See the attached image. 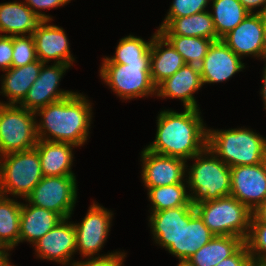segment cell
I'll return each instance as SVG.
<instances>
[{"mask_svg":"<svg viewBox=\"0 0 266 266\" xmlns=\"http://www.w3.org/2000/svg\"><path fill=\"white\" fill-rule=\"evenodd\" d=\"M265 62L264 66L263 67V71H262V86H261V89H260V95L262 97V100H263V108L266 110V59L263 60Z\"/></svg>","mask_w":266,"mask_h":266,"instance_id":"cell-42","label":"cell"},{"mask_svg":"<svg viewBox=\"0 0 266 266\" xmlns=\"http://www.w3.org/2000/svg\"><path fill=\"white\" fill-rule=\"evenodd\" d=\"M264 20V47H265V59H266V10L262 13Z\"/></svg>","mask_w":266,"mask_h":266,"instance_id":"cell-45","label":"cell"},{"mask_svg":"<svg viewBox=\"0 0 266 266\" xmlns=\"http://www.w3.org/2000/svg\"><path fill=\"white\" fill-rule=\"evenodd\" d=\"M207 147L229 167L266 161V137L244 126L207 129Z\"/></svg>","mask_w":266,"mask_h":266,"instance_id":"cell-3","label":"cell"},{"mask_svg":"<svg viewBox=\"0 0 266 266\" xmlns=\"http://www.w3.org/2000/svg\"><path fill=\"white\" fill-rule=\"evenodd\" d=\"M40 60H36L28 65L21 67H11L5 74L0 76L1 88L0 95L6 97V101L1 104L19 105L26 97L28 90L36 81L42 68Z\"/></svg>","mask_w":266,"mask_h":266,"instance_id":"cell-21","label":"cell"},{"mask_svg":"<svg viewBox=\"0 0 266 266\" xmlns=\"http://www.w3.org/2000/svg\"><path fill=\"white\" fill-rule=\"evenodd\" d=\"M13 36L0 35V71L4 73L12 67Z\"/></svg>","mask_w":266,"mask_h":266,"instance_id":"cell-39","label":"cell"},{"mask_svg":"<svg viewBox=\"0 0 266 266\" xmlns=\"http://www.w3.org/2000/svg\"><path fill=\"white\" fill-rule=\"evenodd\" d=\"M149 213L148 225L155 245L167 250L172 243H176L184 218H192L196 211L194 206H180Z\"/></svg>","mask_w":266,"mask_h":266,"instance_id":"cell-19","label":"cell"},{"mask_svg":"<svg viewBox=\"0 0 266 266\" xmlns=\"http://www.w3.org/2000/svg\"><path fill=\"white\" fill-rule=\"evenodd\" d=\"M191 159L193 164H186V181L193 205L230 196L231 169L227 164L208 147Z\"/></svg>","mask_w":266,"mask_h":266,"instance_id":"cell-4","label":"cell"},{"mask_svg":"<svg viewBox=\"0 0 266 266\" xmlns=\"http://www.w3.org/2000/svg\"><path fill=\"white\" fill-rule=\"evenodd\" d=\"M254 262L250 255L249 248L244 243L233 255L223 259L216 266H253Z\"/></svg>","mask_w":266,"mask_h":266,"instance_id":"cell-38","label":"cell"},{"mask_svg":"<svg viewBox=\"0 0 266 266\" xmlns=\"http://www.w3.org/2000/svg\"><path fill=\"white\" fill-rule=\"evenodd\" d=\"M69 220L71 218L62 219L32 245L37 259L53 261L62 266H70L75 261L76 231Z\"/></svg>","mask_w":266,"mask_h":266,"instance_id":"cell-12","label":"cell"},{"mask_svg":"<svg viewBox=\"0 0 266 266\" xmlns=\"http://www.w3.org/2000/svg\"><path fill=\"white\" fill-rule=\"evenodd\" d=\"M51 64L44 63L42 65L38 78L28 90L24 100L19 104L21 107L36 112L48 104L63 100L75 93L71 90L59 88L61 79L71 66L67 64Z\"/></svg>","mask_w":266,"mask_h":266,"instance_id":"cell-11","label":"cell"},{"mask_svg":"<svg viewBox=\"0 0 266 266\" xmlns=\"http://www.w3.org/2000/svg\"><path fill=\"white\" fill-rule=\"evenodd\" d=\"M151 203L150 212H158L180 206H194L190 202L187 183L147 188Z\"/></svg>","mask_w":266,"mask_h":266,"instance_id":"cell-31","label":"cell"},{"mask_svg":"<svg viewBox=\"0 0 266 266\" xmlns=\"http://www.w3.org/2000/svg\"><path fill=\"white\" fill-rule=\"evenodd\" d=\"M244 243L240 237L216 235L190 256L189 260L195 266H216L233 255Z\"/></svg>","mask_w":266,"mask_h":266,"instance_id":"cell-28","label":"cell"},{"mask_svg":"<svg viewBox=\"0 0 266 266\" xmlns=\"http://www.w3.org/2000/svg\"><path fill=\"white\" fill-rule=\"evenodd\" d=\"M211 0H173L165 18L191 16L208 10Z\"/></svg>","mask_w":266,"mask_h":266,"instance_id":"cell-35","label":"cell"},{"mask_svg":"<svg viewBox=\"0 0 266 266\" xmlns=\"http://www.w3.org/2000/svg\"><path fill=\"white\" fill-rule=\"evenodd\" d=\"M240 58L265 59L264 20L262 14H249L237 27L222 38Z\"/></svg>","mask_w":266,"mask_h":266,"instance_id":"cell-15","label":"cell"},{"mask_svg":"<svg viewBox=\"0 0 266 266\" xmlns=\"http://www.w3.org/2000/svg\"><path fill=\"white\" fill-rule=\"evenodd\" d=\"M249 14H262L266 10V0H239ZM261 7V8H260ZM259 9V10H256ZM256 11V12H255Z\"/></svg>","mask_w":266,"mask_h":266,"instance_id":"cell-40","label":"cell"},{"mask_svg":"<svg viewBox=\"0 0 266 266\" xmlns=\"http://www.w3.org/2000/svg\"><path fill=\"white\" fill-rule=\"evenodd\" d=\"M157 30L163 36H189L221 40L209 10L180 18H164Z\"/></svg>","mask_w":266,"mask_h":266,"instance_id":"cell-20","label":"cell"},{"mask_svg":"<svg viewBox=\"0 0 266 266\" xmlns=\"http://www.w3.org/2000/svg\"><path fill=\"white\" fill-rule=\"evenodd\" d=\"M0 194V250L19 246L22 202Z\"/></svg>","mask_w":266,"mask_h":266,"instance_id":"cell-27","label":"cell"},{"mask_svg":"<svg viewBox=\"0 0 266 266\" xmlns=\"http://www.w3.org/2000/svg\"><path fill=\"white\" fill-rule=\"evenodd\" d=\"M231 193L253 211L266 200V161L256 165L230 167Z\"/></svg>","mask_w":266,"mask_h":266,"instance_id":"cell-14","label":"cell"},{"mask_svg":"<svg viewBox=\"0 0 266 266\" xmlns=\"http://www.w3.org/2000/svg\"><path fill=\"white\" fill-rule=\"evenodd\" d=\"M176 266H195L189 259H179Z\"/></svg>","mask_w":266,"mask_h":266,"instance_id":"cell-44","label":"cell"},{"mask_svg":"<svg viewBox=\"0 0 266 266\" xmlns=\"http://www.w3.org/2000/svg\"><path fill=\"white\" fill-rule=\"evenodd\" d=\"M21 205L19 244H34L47 232L53 229L62 218L53 211L36 207L28 203Z\"/></svg>","mask_w":266,"mask_h":266,"instance_id":"cell-25","label":"cell"},{"mask_svg":"<svg viewBox=\"0 0 266 266\" xmlns=\"http://www.w3.org/2000/svg\"><path fill=\"white\" fill-rule=\"evenodd\" d=\"M154 32L147 41L142 37H137L132 34L119 39L116 46L114 56H105L102 58V63H133V62H150L151 44L153 41Z\"/></svg>","mask_w":266,"mask_h":266,"instance_id":"cell-30","label":"cell"},{"mask_svg":"<svg viewBox=\"0 0 266 266\" xmlns=\"http://www.w3.org/2000/svg\"><path fill=\"white\" fill-rule=\"evenodd\" d=\"M253 266H266V264H257V263H254Z\"/></svg>","mask_w":266,"mask_h":266,"instance_id":"cell-46","label":"cell"},{"mask_svg":"<svg viewBox=\"0 0 266 266\" xmlns=\"http://www.w3.org/2000/svg\"><path fill=\"white\" fill-rule=\"evenodd\" d=\"M211 17L216 33L220 39L237 27L249 12L239 0H211Z\"/></svg>","mask_w":266,"mask_h":266,"instance_id":"cell-29","label":"cell"},{"mask_svg":"<svg viewBox=\"0 0 266 266\" xmlns=\"http://www.w3.org/2000/svg\"><path fill=\"white\" fill-rule=\"evenodd\" d=\"M37 60L32 35L13 36L12 67H21Z\"/></svg>","mask_w":266,"mask_h":266,"instance_id":"cell-34","label":"cell"},{"mask_svg":"<svg viewBox=\"0 0 266 266\" xmlns=\"http://www.w3.org/2000/svg\"><path fill=\"white\" fill-rule=\"evenodd\" d=\"M185 62L172 44L159 32L153 35L150 51V74L157 87L171 77Z\"/></svg>","mask_w":266,"mask_h":266,"instance_id":"cell-22","label":"cell"},{"mask_svg":"<svg viewBox=\"0 0 266 266\" xmlns=\"http://www.w3.org/2000/svg\"><path fill=\"white\" fill-rule=\"evenodd\" d=\"M114 213L93 201L80 223H74L76 231V254L82 258L101 257L111 254H100L110 235ZM99 252V253H98Z\"/></svg>","mask_w":266,"mask_h":266,"instance_id":"cell-10","label":"cell"},{"mask_svg":"<svg viewBox=\"0 0 266 266\" xmlns=\"http://www.w3.org/2000/svg\"><path fill=\"white\" fill-rule=\"evenodd\" d=\"M42 21L23 1L0 3V35H32Z\"/></svg>","mask_w":266,"mask_h":266,"instance_id":"cell-23","label":"cell"},{"mask_svg":"<svg viewBox=\"0 0 266 266\" xmlns=\"http://www.w3.org/2000/svg\"><path fill=\"white\" fill-rule=\"evenodd\" d=\"M43 20L32 33L37 59L42 63L67 64L73 67L75 58L70 51V43L63 27ZM53 60V61H52Z\"/></svg>","mask_w":266,"mask_h":266,"instance_id":"cell-16","label":"cell"},{"mask_svg":"<svg viewBox=\"0 0 266 266\" xmlns=\"http://www.w3.org/2000/svg\"><path fill=\"white\" fill-rule=\"evenodd\" d=\"M93 103L78 91L69 97L48 104L35 112L37 137L51 142L70 143L81 147L90 134Z\"/></svg>","mask_w":266,"mask_h":266,"instance_id":"cell-2","label":"cell"},{"mask_svg":"<svg viewBox=\"0 0 266 266\" xmlns=\"http://www.w3.org/2000/svg\"><path fill=\"white\" fill-rule=\"evenodd\" d=\"M200 109L158 112L155 139L145 147L154 153L190 161L207 147V126ZM190 159V160H189Z\"/></svg>","mask_w":266,"mask_h":266,"instance_id":"cell-1","label":"cell"},{"mask_svg":"<svg viewBox=\"0 0 266 266\" xmlns=\"http://www.w3.org/2000/svg\"><path fill=\"white\" fill-rule=\"evenodd\" d=\"M77 182L76 175L43 176L25 200L57 213L62 219L71 218L78 198Z\"/></svg>","mask_w":266,"mask_h":266,"instance_id":"cell-9","label":"cell"},{"mask_svg":"<svg viewBox=\"0 0 266 266\" xmlns=\"http://www.w3.org/2000/svg\"><path fill=\"white\" fill-rule=\"evenodd\" d=\"M11 251L12 250H0V266H17L9 260Z\"/></svg>","mask_w":266,"mask_h":266,"instance_id":"cell-43","label":"cell"},{"mask_svg":"<svg viewBox=\"0 0 266 266\" xmlns=\"http://www.w3.org/2000/svg\"><path fill=\"white\" fill-rule=\"evenodd\" d=\"M71 0H23V2L42 20L53 21V17L50 14H46L45 11L60 8L70 3Z\"/></svg>","mask_w":266,"mask_h":266,"instance_id":"cell-37","label":"cell"},{"mask_svg":"<svg viewBox=\"0 0 266 266\" xmlns=\"http://www.w3.org/2000/svg\"><path fill=\"white\" fill-rule=\"evenodd\" d=\"M203 87L199 67L184 64L171 77L165 79L156 87V97L179 99L184 108L200 109L195 93Z\"/></svg>","mask_w":266,"mask_h":266,"instance_id":"cell-18","label":"cell"},{"mask_svg":"<svg viewBox=\"0 0 266 266\" xmlns=\"http://www.w3.org/2000/svg\"><path fill=\"white\" fill-rule=\"evenodd\" d=\"M75 145L38 139L35 149L39 153L43 176L75 175L72 171Z\"/></svg>","mask_w":266,"mask_h":266,"instance_id":"cell-24","label":"cell"},{"mask_svg":"<svg viewBox=\"0 0 266 266\" xmlns=\"http://www.w3.org/2000/svg\"><path fill=\"white\" fill-rule=\"evenodd\" d=\"M182 56L185 64L199 67L213 40L189 36H164Z\"/></svg>","mask_w":266,"mask_h":266,"instance_id":"cell-32","label":"cell"},{"mask_svg":"<svg viewBox=\"0 0 266 266\" xmlns=\"http://www.w3.org/2000/svg\"><path fill=\"white\" fill-rule=\"evenodd\" d=\"M245 243L253 262L266 264V223H251L250 233Z\"/></svg>","mask_w":266,"mask_h":266,"instance_id":"cell-33","label":"cell"},{"mask_svg":"<svg viewBox=\"0 0 266 266\" xmlns=\"http://www.w3.org/2000/svg\"><path fill=\"white\" fill-rule=\"evenodd\" d=\"M196 213L216 236H236L246 241L252 211L233 196H226L194 205Z\"/></svg>","mask_w":266,"mask_h":266,"instance_id":"cell-5","label":"cell"},{"mask_svg":"<svg viewBox=\"0 0 266 266\" xmlns=\"http://www.w3.org/2000/svg\"><path fill=\"white\" fill-rule=\"evenodd\" d=\"M251 223H266V200L252 211Z\"/></svg>","mask_w":266,"mask_h":266,"instance_id":"cell-41","label":"cell"},{"mask_svg":"<svg viewBox=\"0 0 266 266\" xmlns=\"http://www.w3.org/2000/svg\"><path fill=\"white\" fill-rule=\"evenodd\" d=\"M99 67L100 79L120 100L127 102L135 98L156 96L150 62L101 63Z\"/></svg>","mask_w":266,"mask_h":266,"instance_id":"cell-7","label":"cell"},{"mask_svg":"<svg viewBox=\"0 0 266 266\" xmlns=\"http://www.w3.org/2000/svg\"><path fill=\"white\" fill-rule=\"evenodd\" d=\"M140 155L143 164H141V179L145 189L187 183L186 161L154 153L146 147L142 149Z\"/></svg>","mask_w":266,"mask_h":266,"instance_id":"cell-13","label":"cell"},{"mask_svg":"<svg viewBox=\"0 0 266 266\" xmlns=\"http://www.w3.org/2000/svg\"><path fill=\"white\" fill-rule=\"evenodd\" d=\"M127 252L113 251L111 254L101 257H85V260H75L70 266H124L123 262Z\"/></svg>","mask_w":266,"mask_h":266,"instance_id":"cell-36","label":"cell"},{"mask_svg":"<svg viewBox=\"0 0 266 266\" xmlns=\"http://www.w3.org/2000/svg\"><path fill=\"white\" fill-rule=\"evenodd\" d=\"M37 142L35 112L16 104H0V157L31 150Z\"/></svg>","mask_w":266,"mask_h":266,"instance_id":"cell-8","label":"cell"},{"mask_svg":"<svg viewBox=\"0 0 266 266\" xmlns=\"http://www.w3.org/2000/svg\"><path fill=\"white\" fill-rule=\"evenodd\" d=\"M245 63L223 40L213 41L199 66L203 86L228 81L236 73L243 72Z\"/></svg>","mask_w":266,"mask_h":266,"instance_id":"cell-17","label":"cell"},{"mask_svg":"<svg viewBox=\"0 0 266 266\" xmlns=\"http://www.w3.org/2000/svg\"><path fill=\"white\" fill-rule=\"evenodd\" d=\"M43 178L38 151L12 152L0 157V194L26 199Z\"/></svg>","mask_w":266,"mask_h":266,"instance_id":"cell-6","label":"cell"},{"mask_svg":"<svg viewBox=\"0 0 266 266\" xmlns=\"http://www.w3.org/2000/svg\"><path fill=\"white\" fill-rule=\"evenodd\" d=\"M214 236L196 213L192 218H184L176 243H172L166 251L178 259H189Z\"/></svg>","mask_w":266,"mask_h":266,"instance_id":"cell-26","label":"cell"}]
</instances>
